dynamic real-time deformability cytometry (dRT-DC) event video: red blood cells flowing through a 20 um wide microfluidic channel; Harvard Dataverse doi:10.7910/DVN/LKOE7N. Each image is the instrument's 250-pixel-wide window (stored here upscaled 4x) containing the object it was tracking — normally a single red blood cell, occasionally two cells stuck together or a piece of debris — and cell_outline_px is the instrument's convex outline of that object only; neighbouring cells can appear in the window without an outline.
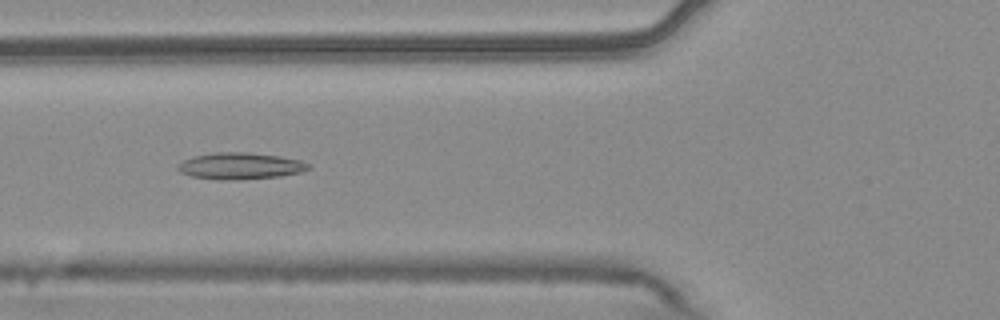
{"species": "common noctule bat (a hibernating species)", "species_latin": "Nyctalus noctula", "temperature_condition": "warm", "stored_images_in_passage": 55, "camera_frame_rate_fps": 3000, "um_per_image_px": 0.085, "animal": {"sex": "male", "body_mass_g": 20.4}, "frame": {"image": 1, "passage_image": 21, "time_ms": 6.667, "image_size_px": [1000, 320], "cell_outline_px": [[312, 168], [300, 172], [280, 176], [236, 180], [220, 180], [192, 176], [180, 172], [176, 168], [184, 160], [192, 156], [212, 152], [248, 152], [280, 156], [300, 160], [308, 164]], "centroid_in_image_um": [20.41, 14.1], "position_along_channel_um": 105.4, "area_um2": 20.29}}
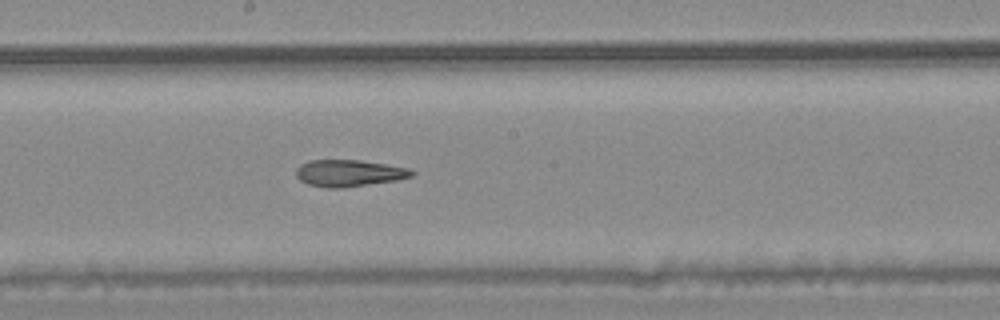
{"frame": {"image": 2, "passage_image": 30, "time_ms": 9.667, "image_size_px": [1000, 320], "cell_outline_px": [[416, 172], [412, 176], [396, 180], [344, 188], [328, 188], [308, 184], [300, 180], [296, 176], [296, 168], [300, 164], [312, 160], [360, 160], [408, 168]], "centroid_in_image_um": [29.64, 14.72], "position_along_channel_um": 218.6, "area_um2": 17.98}}
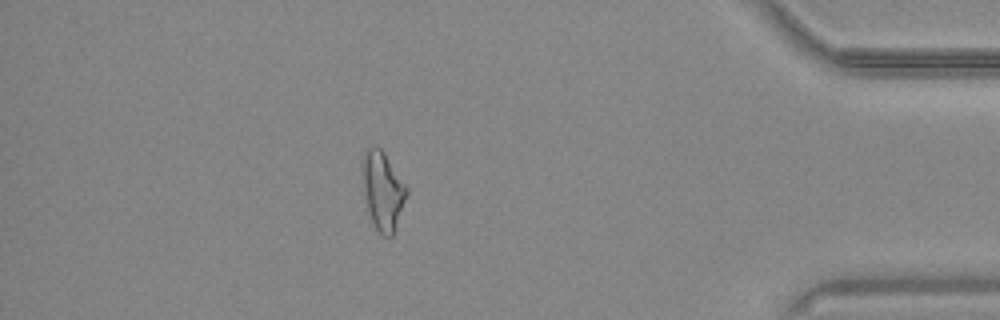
{"frame": {"image": 3, "passage_image": 48, "time_ms": 15.667, "image_size_px": [1000, 320], "cell_outline_px": [[408, 192], [392, 236], [384, 236], [376, 228], [368, 212], [364, 188], [364, 152], [372, 144], [376, 144], [384, 152], [408, 188]], "centroid_in_image_um": [32.56, 16.18], "position_along_channel_um": 402.6, "area_um2": 19.54}, "authors_computed_cell_mechanics": {"area_um2": 19.7098, "velocity_mm_per_s": 3.7811, "shape_relaxation_time_tau1_ms": null, "shape_relaxation_time_tau2_ms": 2.8123, "deformation_change_tau1": null, "deformation_change_tau2": 0.1075}}